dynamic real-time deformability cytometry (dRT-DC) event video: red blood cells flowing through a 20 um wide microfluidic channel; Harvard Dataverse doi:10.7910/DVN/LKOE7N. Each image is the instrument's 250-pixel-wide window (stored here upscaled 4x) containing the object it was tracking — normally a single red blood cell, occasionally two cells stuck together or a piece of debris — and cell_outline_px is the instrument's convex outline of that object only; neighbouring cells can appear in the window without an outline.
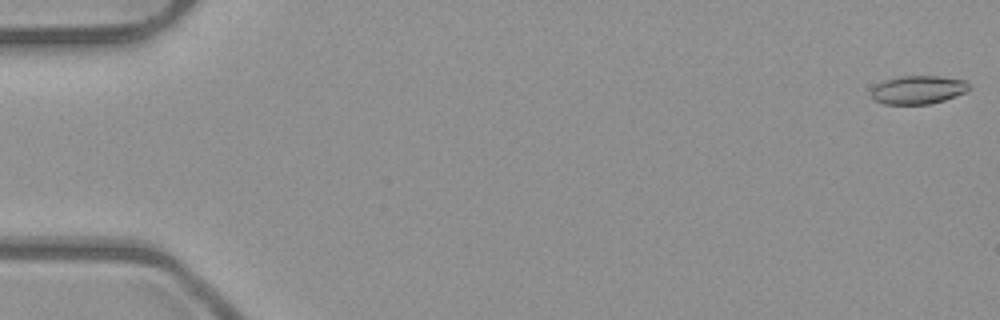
{"species": "common noctule bat (a hibernating species)", "species_latin": "Nyctalus noctula", "temperature_condition": "room temperature", "stored_images_in_passage": 53, "camera_frame_rate_fps": 3000, "um_per_image_px": 0.085, "animal": {"sex": "male", "body_mass_g": 23.1, "forearm_length_mm": 52.7}, "frame": {"image": 1, "passage_image": 1, "time_ms": 0.0, "image_size_px": [1000, 320], "cell_outline_px": [[972, 88], [964, 92], [944, 100], [928, 104], [884, 104], [876, 100], [872, 96], [872, 88], [876, 84], [884, 80], [900, 76], [940, 76], [964, 80]], "centroid_in_image_um": [78.03, 7.62], "position_along_channel_um": 7.0, "area_um2": 16.07}}
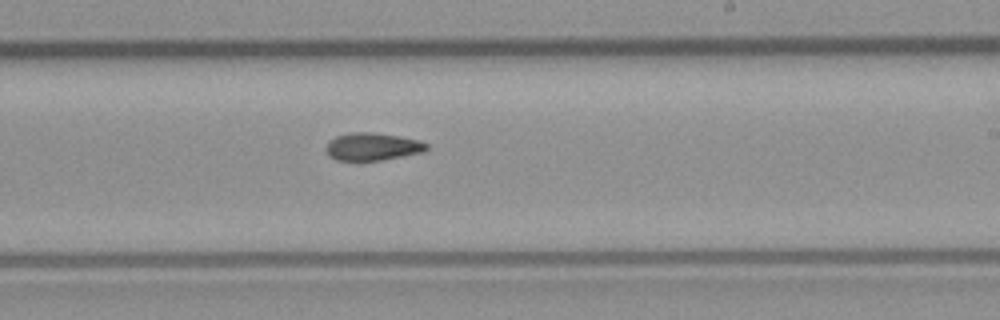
{"frame": {"image": 2, "passage_image": 32, "time_ms": 10.333, "image_size_px": [1000, 320], "cell_outline_px": [[428, 148], [424, 152], [380, 160], [336, 160], [328, 156], [324, 148], [336, 136], [348, 132], [376, 132], [400, 136], [420, 140], [428, 144]], "centroid_in_image_um": [31.66, 12.45], "position_along_channel_um": 257.3, "area_um2": 16.3}}
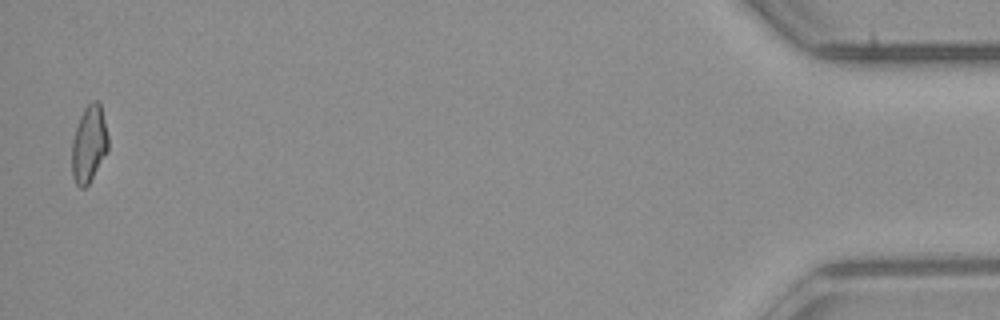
{"frame": {"image": 3, "passage_image": 52, "time_ms": 17.0, "image_size_px": [1000, 320], "cell_outline_px": [[108, 148], [88, 184], [84, 188], [80, 188], [76, 184], [72, 176], [72, 140], [80, 116], [84, 108], [92, 100], [96, 100], [100, 104], [108, 136]], "centroid_in_image_um": [7.54, 12.23], "position_along_channel_um": 427.7, "area_um2": 15.95}, "authors_computed_cell_mechanics": {"area_um2": 16.5886, "velocity_mm_per_s": 3.9848, "shape_relaxation_time_tau1_ms": null, "shape_relaxation_time_tau2_ms": 5.0268, "deformation_change_tau1": null, "deformation_change_tau2": 0.125}}